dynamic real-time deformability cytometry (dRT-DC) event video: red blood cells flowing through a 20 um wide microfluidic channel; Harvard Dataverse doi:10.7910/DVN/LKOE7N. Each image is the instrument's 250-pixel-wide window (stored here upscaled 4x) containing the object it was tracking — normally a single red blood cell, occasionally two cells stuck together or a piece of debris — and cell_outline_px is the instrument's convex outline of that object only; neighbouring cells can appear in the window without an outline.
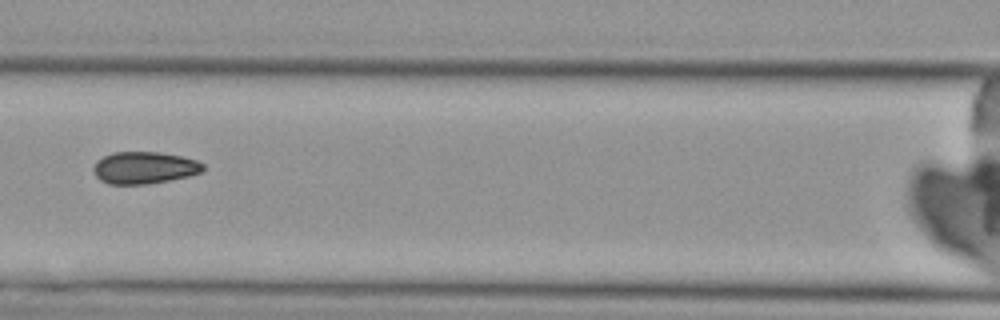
{"species": "Egyptian fruit bat (a non-hibernating species)", "species_latin": "Rousettus aegyptiacus", "temperature_condition": "cold", "stored_images_in_passage": 9, "camera_frame_rate_fps": 3000, "um_per_image_px": 0.085, "animal": {"sex": "female"}, "frame": {"image": 1, "passage_image": 8, "time_ms": 8.333, "image_size_px": [1000, 320], "cell_outline_px": [[204, 168], [200, 172], [188, 176], [168, 180], [144, 184], [108, 184], [100, 180], [92, 172], [92, 168], [96, 160], [112, 152], [160, 152], [180, 156], [196, 160], [204, 164]], "centroid_in_image_um": [12.21, 14.25], "position_along_channel_um": 154.4, "area_um2": 20.46}}
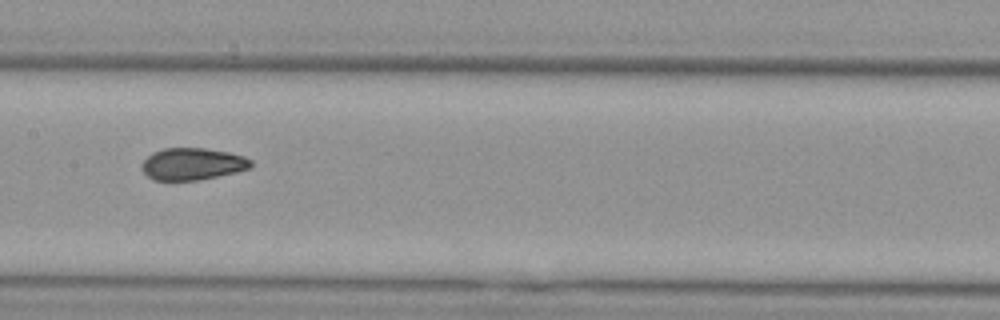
{"frame": {"image": 2, "passage_image": 9, "time_ms": 9.333, "image_size_px": [1000, 320], "cell_outline_px": [[252, 168], [236, 172], [196, 180], [152, 180], [140, 168], [140, 164], [152, 152], [164, 148], [204, 148], [228, 152], [244, 156], [252, 160]], "centroid_in_image_um": [16.35, 13.93], "position_along_channel_um": 191.1, "area_um2": 20.4}}